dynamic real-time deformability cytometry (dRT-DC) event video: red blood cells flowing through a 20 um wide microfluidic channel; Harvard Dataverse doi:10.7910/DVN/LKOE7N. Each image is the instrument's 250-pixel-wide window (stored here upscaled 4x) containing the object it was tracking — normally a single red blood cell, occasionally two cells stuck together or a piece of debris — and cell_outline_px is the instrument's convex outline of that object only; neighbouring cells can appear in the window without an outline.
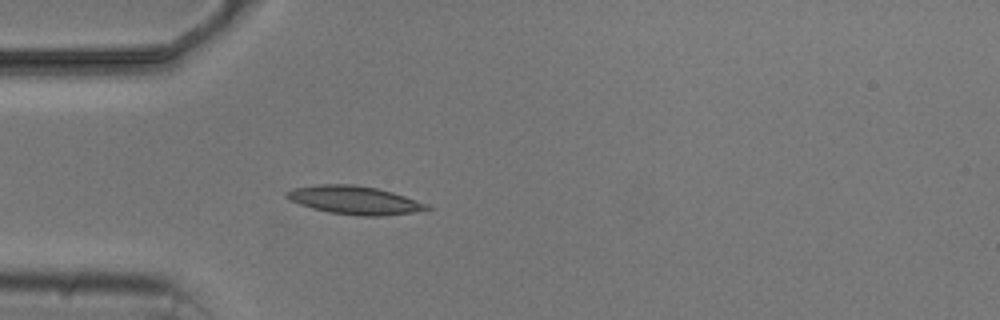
{"species": "common noctule bat (a hibernating species)", "species_latin": "Nyctalus noctula", "temperature_condition": "cold", "stored_images_in_passage": 3, "camera_frame_rate_fps": 3000, "um_per_image_px": 0.085, "animal": {"sex": "male", "body_mass_g": 20.5, "forearm_length_mm": 52.5}, "frame": {"image": 1, "passage_image": 3, "time_ms": 2.333, "image_size_px": [1000, 320], "cell_outline_px": [[432, 208], [412, 212], [384, 216], [360, 216], [328, 212], [312, 208], [288, 200], [284, 196], [284, 192], [296, 188], [320, 184], [352, 184], [376, 188], [392, 192], [428, 204]], "centroid_in_image_um": [30.1, 17.01], "position_along_channel_um": 54.9, "area_um2": 23.0}}